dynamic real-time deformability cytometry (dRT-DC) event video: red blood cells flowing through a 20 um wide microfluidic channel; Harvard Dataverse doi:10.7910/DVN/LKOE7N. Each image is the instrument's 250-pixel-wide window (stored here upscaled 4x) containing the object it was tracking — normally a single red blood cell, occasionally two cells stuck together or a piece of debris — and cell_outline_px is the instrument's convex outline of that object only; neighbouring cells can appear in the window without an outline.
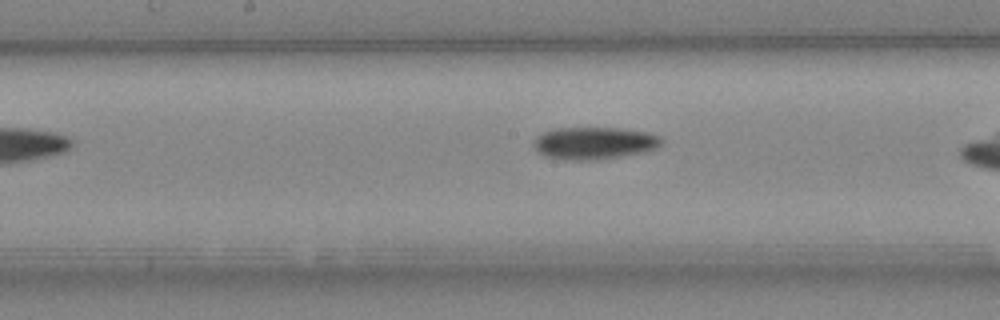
{"species": "Egyptian fruit bat (a non-hibernating species)", "species_latin": "Rousettus aegyptiacus", "temperature_condition": "cold", "stored_images_in_passage": 33, "camera_frame_rate_fps": 3000, "um_per_image_px": 0.085, "animal": {"sex": "female"}, "frame": {"image": 1, "passage_image": 19, "time_ms": 6.0, "image_size_px": [1000, 320], "cell_outline_px": [[664, 140], [656, 148], [644, 152], [596, 160], [564, 160], [544, 156], [536, 152], [532, 144], [532, 140], [536, 136], [552, 128], [620, 128], [648, 132], [660, 136]], "centroid_in_image_um": [50.45, 12.16], "position_along_channel_um": 197.7, "area_um2": 24.39}}